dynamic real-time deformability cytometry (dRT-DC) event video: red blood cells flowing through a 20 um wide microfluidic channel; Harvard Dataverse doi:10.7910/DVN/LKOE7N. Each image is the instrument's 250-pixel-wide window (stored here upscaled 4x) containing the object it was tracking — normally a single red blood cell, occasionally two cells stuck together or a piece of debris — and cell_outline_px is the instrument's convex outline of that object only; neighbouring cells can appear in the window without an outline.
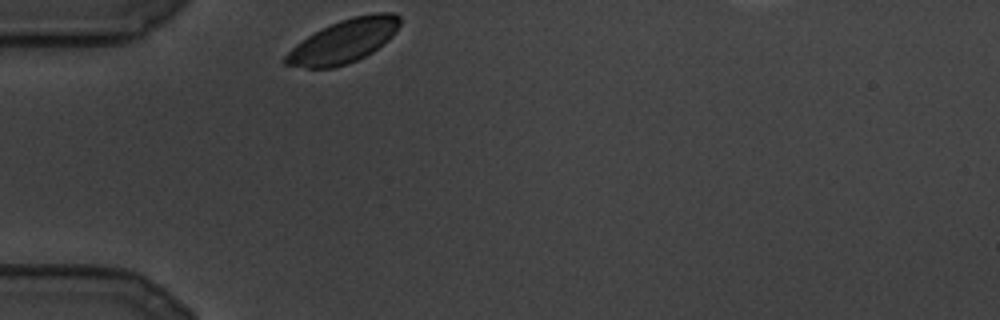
{"species": "common noctule bat (a hibernating species)", "species_latin": "Nyctalus noctula", "temperature_condition": "cold", "stored_images_in_passage": 62, "camera_frame_rate_fps": 3000, "um_per_image_px": 0.085, "animal": {"sex": "male", "body_mass_g": 19.5, "forearm_length_mm": 54.6}, "frame": {"image": 1, "passage_image": 1, "time_ms": 0.0, "image_size_px": [1000, 320], "cell_outline_px": [[400, 24], [396, 32], [388, 40], [372, 52], [348, 64], [332, 68], [308, 68], [284, 64], [280, 60], [296, 44], [308, 36], [340, 20], [352, 16], [376, 12], [396, 12], [400, 16]], "centroid_in_image_um": [29.23, 3.5], "position_along_channel_um": 55.8, "area_um2": 28.84}}
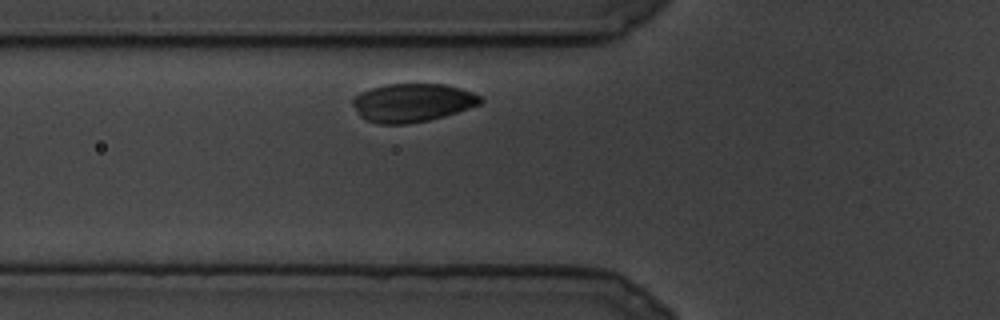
{"frame": {"image": 2, "passage_image": 9, "time_ms": 2.667, "image_size_px": [1000, 320], "cell_outline_px": [[484, 100], [480, 104], [444, 116], [428, 120], [404, 124], [380, 124], [364, 120], [360, 116], [352, 104], [352, 96], [360, 92], [372, 88], [388, 84], [444, 84], [460, 88], [472, 92], [480, 96]], "centroid_in_image_um": [35.01, 8.73], "position_along_channel_um": 90.8, "area_um2": 28.55}}
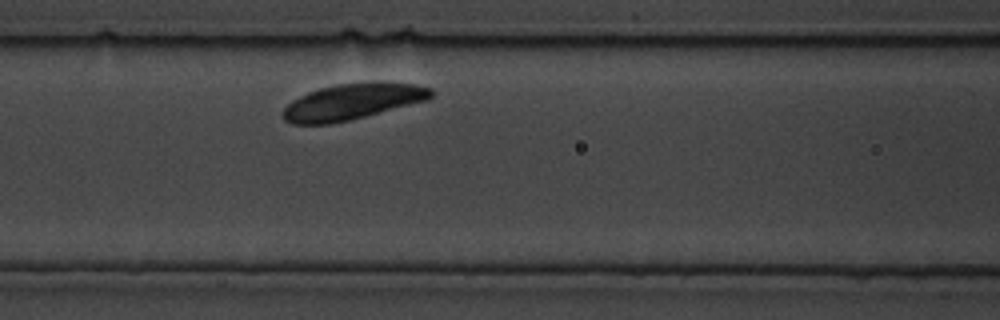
{"frame": {"image": 3, "passage_image": 17, "time_ms": 5.333, "image_size_px": [1000, 320], "cell_outline_px": [[432, 96], [428, 100], [352, 120], [332, 124], [292, 124], [284, 120], [280, 116], [280, 112], [292, 100], [308, 92], [320, 88], [336, 84], [416, 84], [432, 88]], "centroid_in_image_um": [29.88, 8.69], "position_along_channel_um": 136.7, "area_um2": 30.63}}